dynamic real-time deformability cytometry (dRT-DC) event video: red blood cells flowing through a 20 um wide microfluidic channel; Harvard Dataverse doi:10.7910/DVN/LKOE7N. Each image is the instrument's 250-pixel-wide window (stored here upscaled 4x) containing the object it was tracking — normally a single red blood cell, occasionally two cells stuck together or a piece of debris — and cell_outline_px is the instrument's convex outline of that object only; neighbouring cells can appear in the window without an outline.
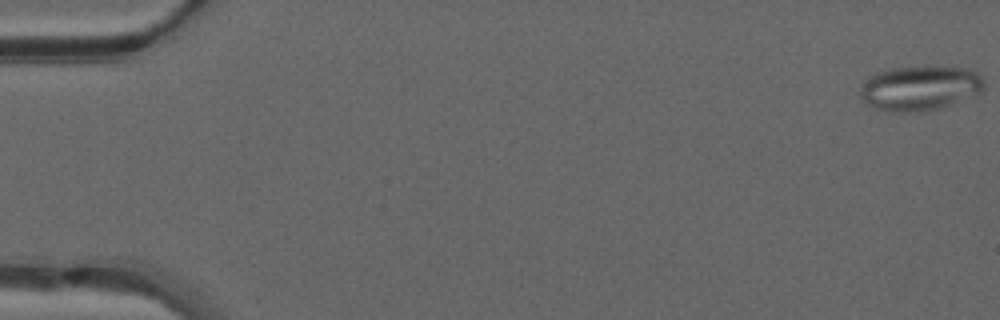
{"species": "common noctule bat (a hibernating species)", "species_latin": "Nyctalus noctula", "temperature_condition": "warm", "stored_images_in_passage": 49, "camera_frame_rate_fps": 3000, "um_per_image_px": 0.085, "animal": {"sex": "male", "forearm_length_mm": 52.5}, "frame": {"image": 1, "passage_image": 1, "time_ms": 0.0, "image_size_px": [1000, 320], "cell_outline_px": [[984, 88], [980, 92], [940, 108], [908, 112], [892, 112], [876, 108], [868, 104], [864, 100], [860, 92], [860, 84], [868, 76], [876, 72], [892, 68], [964, 68], [976, 72], [984, 80]], "centroid_in_image_um": [78.14, 7.5], "position_along_channel_um": 6.9, "area_um2": 31.62}}
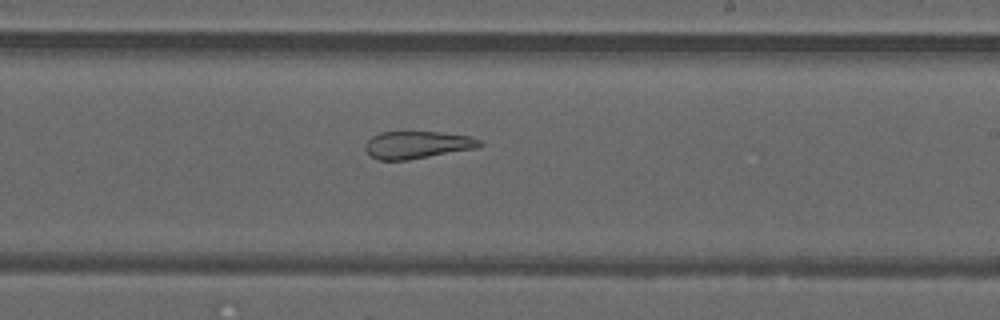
{"frame": {"image": 2, "passage_image": 30, "time_ms": 9.667, "image_size_px": [1000, 320], "cell_outline_px": [[484, 144], [480, 148], [408, 160], [380, 160], [372, 156], [364, 148], [364, 144], [372, 136], [380, 132], [440, 132], [472, 136], [480, 140]], "centroid_in_image_um": [35.53, 12.31], "position_along_channel_um": 253.5, "area_um2": 18.5}}
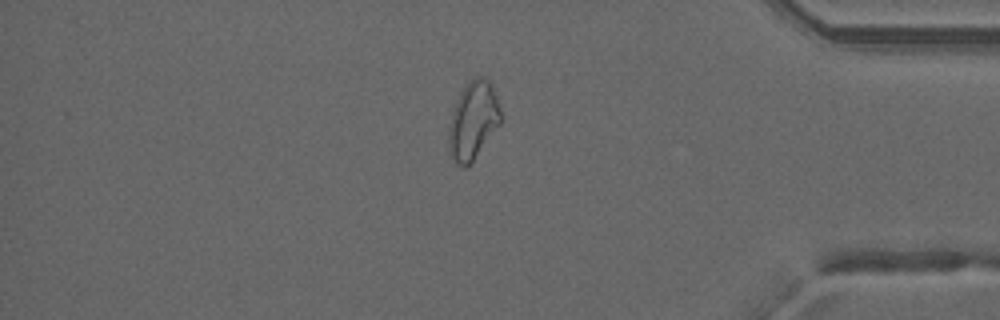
{"frame": {"image": 3, "passage_image": 42, "time_ms": 13.667, "image_size_px": [1000, 320], "cell_outline_px": [[500, 124], [472, 160], [464, 168], [456, 164], [452, 156], [448, 144], [448, 132], [452, 112], [456, 100], [460, 92], [468, 80], [476, 76], [484, 76], [488, 80], [496, 96], [500, 108]], "centroid_in_image_um": [40.19, 10.2], "position_along_channel_um": 395.0, "area_um2": 23.24}, "authors_computed_cell_mechanics": {"area_um2": 25.0852, "velocity_mm_per_s": 4.2157, "shape_relaxation_time_tau1_ms": null, "shape_relaxation_time_tau2_ms": 2.3252, "deformation_change_tau1": null, "deformation_change_tau2": 0.1191}}